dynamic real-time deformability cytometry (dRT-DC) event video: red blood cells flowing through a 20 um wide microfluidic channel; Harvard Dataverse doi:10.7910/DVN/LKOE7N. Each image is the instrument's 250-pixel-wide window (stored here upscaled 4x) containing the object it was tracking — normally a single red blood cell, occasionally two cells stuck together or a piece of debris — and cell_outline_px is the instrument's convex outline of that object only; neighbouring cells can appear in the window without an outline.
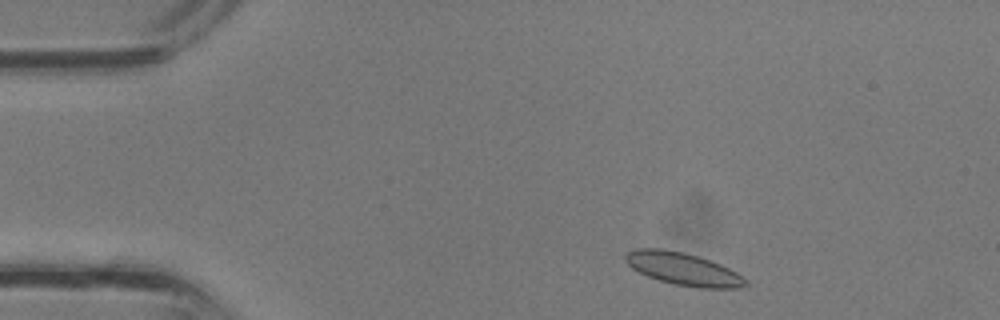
{"species": "common noctule bat (a hibernating species)", "species_latin": "Nyctalus noctula", "temperature_condition": "room temperature", "stored_images_in_passage": 31, "camera_frame_rate_fps": 3000, "um_per_image_px": 0.085, "animal": {"sex": "male", "body_mass_g": 13.3}, "frame": {"image": 1, "passage_image": 1, "time_ms": 0.0, "image_size_px": [1000, 320], "cell_outline_px": [[748, 284], [740, 288], [696, 288], [672, 284], [648, 276], [632, 268], [624, 260], [624, 256], [628, 252], [640, 248], [664, 248], [684, 252], [700, 256], [720, 264], [736, 272], [748, 280]], "centroid_in_image_um": [58.09, 22.86], "position_along_channel_um": 26.9, "area_um2": 22.95}}
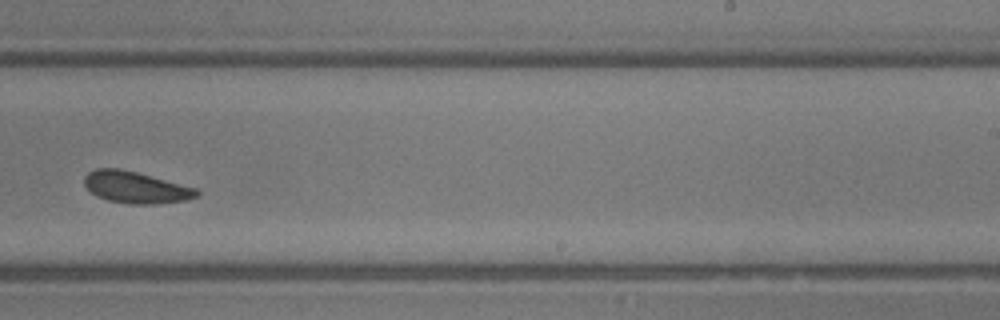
{"frame": {"image": 2, "passage_image": 18, "time_ms": 5.667, "image_size_px": [1000, 320], "cell_outline_px": [[200, 192], [196, 196], [184, 200], [156, 204], [128, 204], [108, 200], [96, 196], [84, 184], [84, 176], [88, 172], [96, 168], [120, 168], [136, 172], [196, 188]], "centroid_in_image_um": [11.5, 15.92], "position_along_channel_um": 277.5, "area_um2": 20.58}}
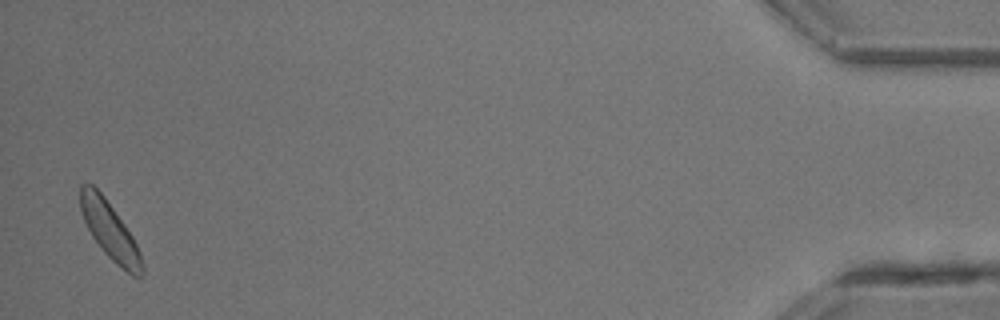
{"frame": {"image": 3, "passage_image": 31, "time_ms": 10.0, "image_size_px": [1000, 320], "cell_outline_px": [[144, 272], [140, 276], [132, 276], [116, 264], [104, 252], [92, 236], [80, 212], [80, 184], [92, 184], [104, 196], [124, 224], [132, 236], [140, 252], [144, 268]], "centroid_in_image_um": [9.33, 19.61], "position_along_channel_um": 425.9, "area_um2": 20.35}}